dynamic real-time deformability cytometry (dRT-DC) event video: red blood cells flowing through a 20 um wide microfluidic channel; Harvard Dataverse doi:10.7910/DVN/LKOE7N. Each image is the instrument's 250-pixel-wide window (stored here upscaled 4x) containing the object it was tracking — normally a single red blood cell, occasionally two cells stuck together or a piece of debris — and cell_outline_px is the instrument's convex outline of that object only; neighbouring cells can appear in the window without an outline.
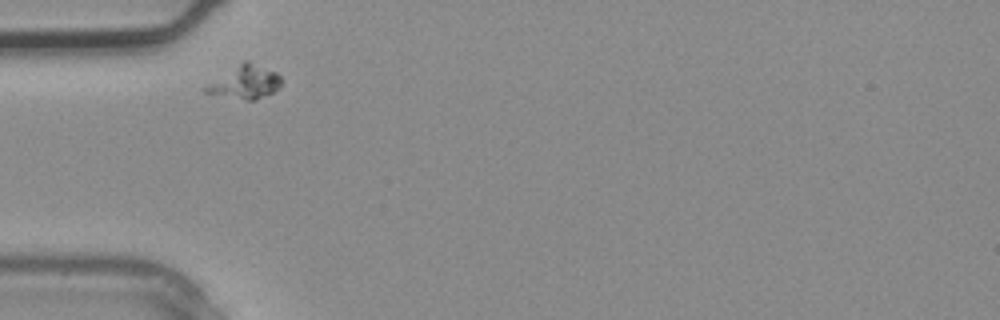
{"species": "common noctule bat (a hibernating species)", "species_latin": "Nyctalus noctula", "temperature_condition": "warm", "stored_images_in_passage": 1, "camera_frame_rate_fps": 3000, "um_per_image_px": 0.085, "animal": {"sex": "male", "body_mass_g": 20.4}, "frame": {"image": 1, "passage_image": 1, "time_ms": 0.0, "image_size_px": [1000, 320], "cell_outline_px": [[280, 88], [256, 100], [248, 100], [204, 92], [200, 88], [244, 60], [248, 60], [276, 72], [280, 76]], "centroid_in_image_um": [20.81, 6.97], "position_along_channel_um": 64.2, "area_um2": 14.45}}